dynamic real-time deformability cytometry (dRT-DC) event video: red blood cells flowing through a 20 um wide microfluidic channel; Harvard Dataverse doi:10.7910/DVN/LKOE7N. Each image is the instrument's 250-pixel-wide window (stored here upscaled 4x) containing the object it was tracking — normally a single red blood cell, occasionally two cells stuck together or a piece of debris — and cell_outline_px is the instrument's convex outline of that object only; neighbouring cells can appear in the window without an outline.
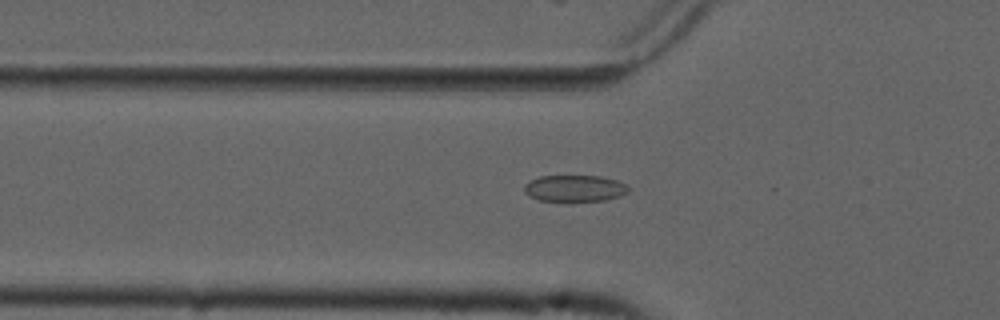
{"species": "common noctule bat (a hibernating species)", "species_latin": "Nyctalus noctula", "temperature_condition": "cold", "stored_images_in_passage": 51, "camera_frame_rate_fps": 3000, "um_per_image_px": 0.085, "animal": {"sex": "male", "forearm_length_mm": 52.5}, "frame": {"image": 1, "passage_image": 15, "time_ms": 4.667, "image_size_px": [1000, 320], "cell_outline_px": [[628, 192], [620, 196], [604, 200], [568, 204], [540, 200], [528, 196], [524, 192], [524, 184], [540, 176], [600, 176], [616, 180], [628, 184]], "centroid_in_image_um": [48.83, 16.05], "position_along_channel_um": 77.0, "area_um2": 16.82}}
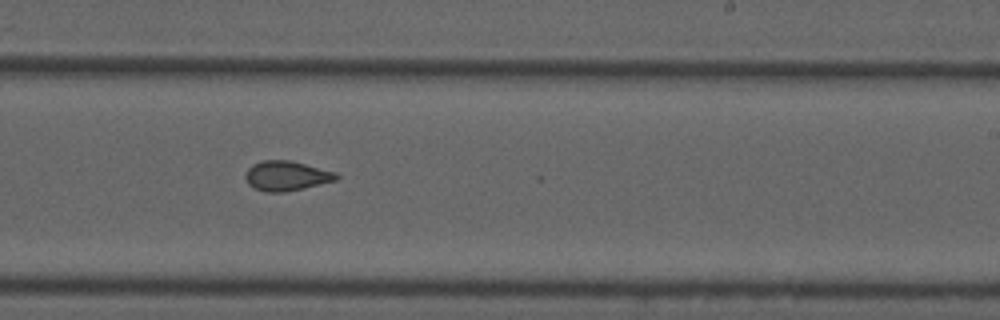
{"frame": {"image": 2, "passage_image": 30, "time_ms": 9.667, "image_size_px": [1000, 320], "cell_outline_px": [[340, 176], [336, 180], [304, 188], [284, 192], [264, 192], [248, 184], [244, 176], [248, 168], [252, 164], [264, 160], [292, 160], [336, 172]], "centroid_in_image_um": [24.35, 14.94], "position_along_channel_um": 264.7, "area_um2": 15.84}}
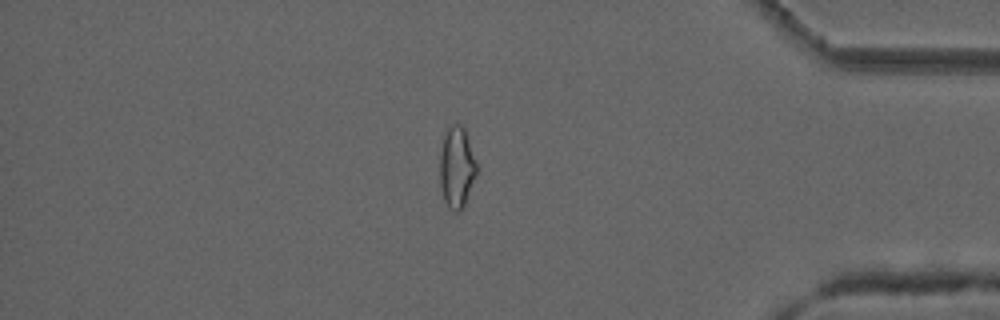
{"frame": {"image": 3, "passage_image": 43, "time_ms": 14.0, "image_size_px": [1000, 320], "cell_outline_px": [[476, 172], [464, 204], [460, 212], [456, 212], [448, 208], [444, 200], [440, 188], [440, 152], [444, 136], [448, 128], [452, 124], [460, 124], [464, 128], [476, 164]], "centroid_in_image_um": [38.78, 14.24], "position_along_channel_um": 396.4, "area_um2": 16.99}, "authors_computed_cell_mechanics": {"area_um2": 16.7042, "velocity_mm_per_s": 3.7461, "shape_relaxation_time_tau1_ms": null, "shape_relaxation_time_tau2_ms": 1.6697, "deformation_change_tau1": null, "deformation_change_tau2": 0.0774}}